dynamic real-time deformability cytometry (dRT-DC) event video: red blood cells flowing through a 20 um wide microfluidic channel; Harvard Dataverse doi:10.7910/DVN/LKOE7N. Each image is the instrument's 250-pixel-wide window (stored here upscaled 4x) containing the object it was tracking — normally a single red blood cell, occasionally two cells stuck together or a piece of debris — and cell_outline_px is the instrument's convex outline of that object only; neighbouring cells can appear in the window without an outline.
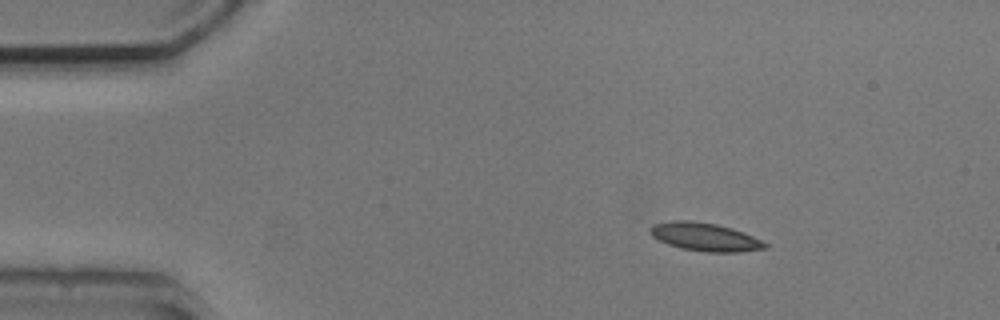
{"species": "common noctule bat (a hibernating species)", "species_latin": "Nyctalus noctula", "temperature_condition": "cold", "stored_images_in_passage": 3, "camera_frame_rate_fps": 3000, "um_per_image_px": 0.085, "animal": {"sex": "male", "body_mass_g": 20.5, "forearm_length_mm": 52.5}, "frame": {"image": 1, "passage_image": 1, "time_ms": 0.0, "image_size_px": [1000, 320], "cell_outline_px": [[768, 248], [740, 252], [708, 252], [680, 248], [668, 244], [652, 236], [648, 232], [648, 228], [652, 224], [676, 220], [688, 220], [716, 224], [732, 228], [744, 232], [768, 244]], "centroid_in_image_um": [59.9, 20.14], "position_along_channel_um": 25.1, "area_um2": 18.9}}